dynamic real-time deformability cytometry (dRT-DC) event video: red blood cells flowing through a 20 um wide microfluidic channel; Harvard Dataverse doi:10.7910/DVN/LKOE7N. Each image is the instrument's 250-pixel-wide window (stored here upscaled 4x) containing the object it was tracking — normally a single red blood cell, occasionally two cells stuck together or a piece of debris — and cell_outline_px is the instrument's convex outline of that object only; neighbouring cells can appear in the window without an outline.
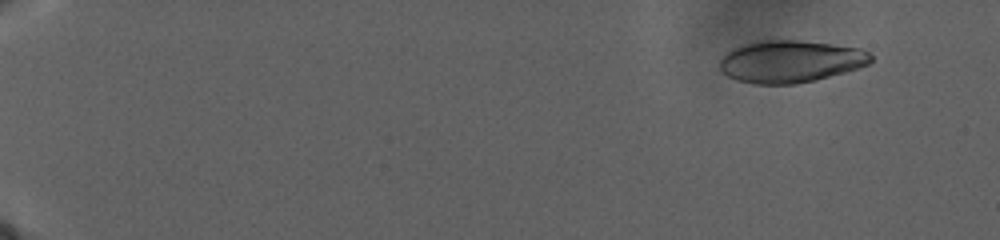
{"species": "human", "species_latin": "Homo sapiens", "temperature_condition": "warm", "stored_images_in_passage": 49, "camera_frame_rate_fps": 3000, "um_per_image_px": 0.085, "donor": {"sex": "male"}, "frame": {"image": 1, "passage_image": 5, "time_ms": 3.667, "image_size_px": [1000, 240], "cell_outline_px": [[872, 60], [868, 64], [844, 72], [816, 80], [796, 84], [756, 84], [736, 80], [728, 76], [720, 68], [720, 60], [732, 48], [744, 44], [760, 40], [800, 40], [832, 44], [860, 48], [868, 52], [872, 56]], "centroid_in_image_um": [67.18, 5.22], "position_along_channel_um": 17.8, "area_um2": 37.05}}
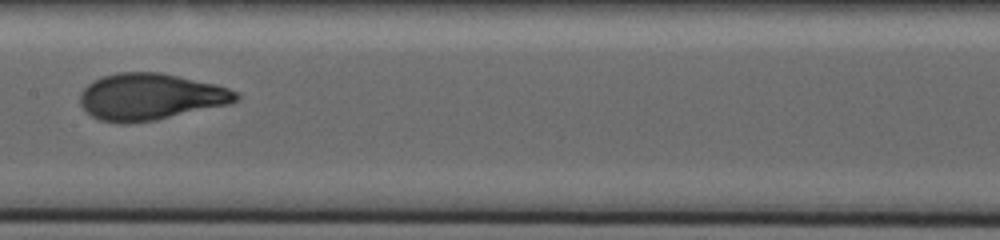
{"frame": {"image": 2, "passage_image": 30, "time_ms": 25.0, "image_size_px": [1000, 240], "cell_outline_px": [[240, 96], [236, 100], [228, 104], [156, 120], [128, 124], [120, 124], [100, 120], [92, 116], [80, 104], [80, 92], [92, 80], [100, 76], [120, 72], [160, 72], [216, 84], [240, 92]], "centroid_in_image_um": [12.76, 8.22], "position_along_channel_um": 194.6, "area_um2": 42.54}}
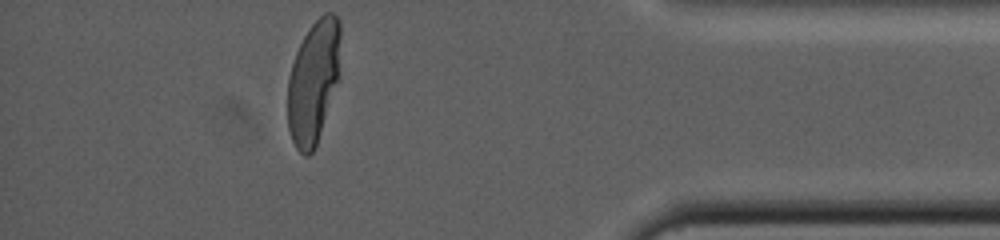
{"frame": {"image": 3, "passage_image": 49, "time_ms": 39.0, "image_size_px": [1000, 240], "cell_outline_px": [[340, 36], [336, 80], [316, 144], [312, 152], [308, 156], [304, 156], [296, 148], [292, 140], [288, 128], [288, 76], [296, 52], [304, 36], [312, 24], [324, 12], [332, 12], [340, 20]], "centroid_in_image_um": [26.6, 6.92], "position_along_channel_um": 408.6, "area_um2": 36.76}}